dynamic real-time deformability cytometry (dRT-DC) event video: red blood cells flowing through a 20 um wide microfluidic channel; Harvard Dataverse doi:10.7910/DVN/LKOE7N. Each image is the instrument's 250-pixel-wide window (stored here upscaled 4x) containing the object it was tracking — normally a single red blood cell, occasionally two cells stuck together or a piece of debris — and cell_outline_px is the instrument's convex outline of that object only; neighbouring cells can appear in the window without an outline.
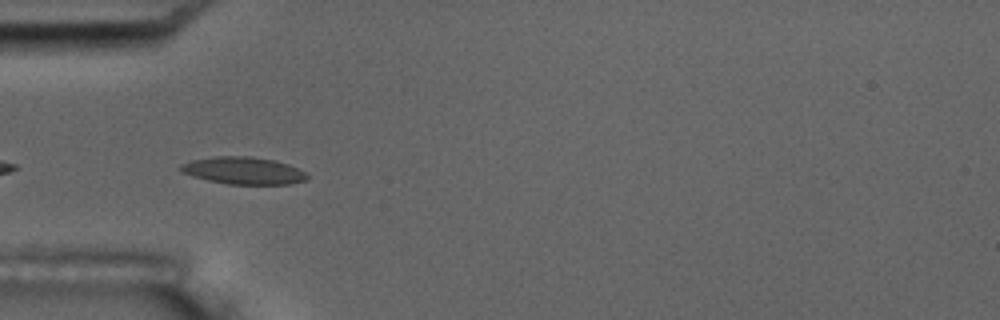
{"species": "common noctule bat (a hibernating species)", "species_latin": "Nyctalus noctula", "temperature_condition": "room temperature", "stored_images_in_passage": 5, "camera_frame_rate_fps": 3000, "um_per_image_px": 0.085, "animal": {"sex": "male", "body_mass_g": 17.5, "forearm_length_mm": 52.3}, "frame": {"image": 1, "passage_image": 4, "time_ms": 4.333, "image_size_px": [1000, 320], "cell_outline_px": [[308, 180], [292, 184], [228, 184], [208, 180], [192, 176], [180, 172], [180, 164], [192, 160], [216, 156], [252, 156], [276, 160], [288, 164], [304, 172], [308, 176]], "centroid_in_image_um": [20.69, 14.5], "position_along_channel_um": 64.3, "area_um2": 20.17}}